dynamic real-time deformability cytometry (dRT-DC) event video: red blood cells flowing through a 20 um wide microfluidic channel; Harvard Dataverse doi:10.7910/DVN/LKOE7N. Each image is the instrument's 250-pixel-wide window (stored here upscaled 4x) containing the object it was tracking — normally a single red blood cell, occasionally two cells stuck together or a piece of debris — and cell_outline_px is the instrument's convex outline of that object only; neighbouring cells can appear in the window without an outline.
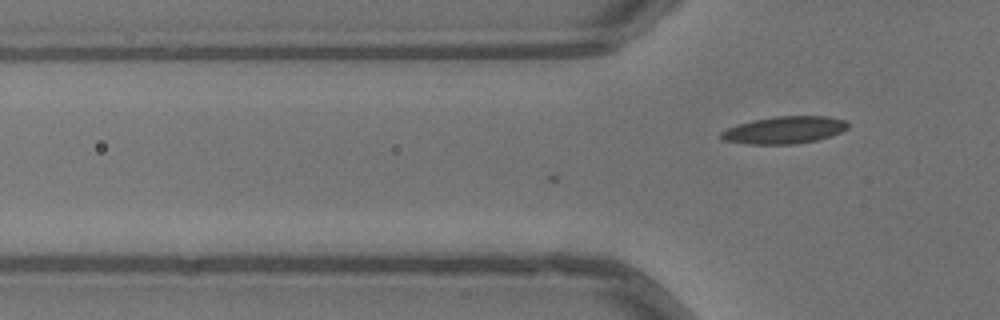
{"species": "common noctule bat (a hibernating species)", "species_latin": "Nyctalus noctula", "temperature_condition": "warm", "stored_images_in_passage": 3, "camera_frame_rate_fps": 3000, "um_per_image_px": 0.085, "animal": {"sex": "male", "body_mass_g": 13.3}, "frame": {"image": 1, "passage_image": 3, "time_ms": 0.667, "image_size_px": [1000, 320], "cell_outline_px": [[848, 128], [832, 136], [816, 140], [796, 144], [748, 144], [724, 140], [720, 136], [720, 132], [728, 128], [752, 120], [772, 116], [828, 116], [844, 120], [848, 124]], "centroid_in_image_um": [66.68, 11.05], "position_along_channel_um": 59.1, "area_um2": 20.11}}